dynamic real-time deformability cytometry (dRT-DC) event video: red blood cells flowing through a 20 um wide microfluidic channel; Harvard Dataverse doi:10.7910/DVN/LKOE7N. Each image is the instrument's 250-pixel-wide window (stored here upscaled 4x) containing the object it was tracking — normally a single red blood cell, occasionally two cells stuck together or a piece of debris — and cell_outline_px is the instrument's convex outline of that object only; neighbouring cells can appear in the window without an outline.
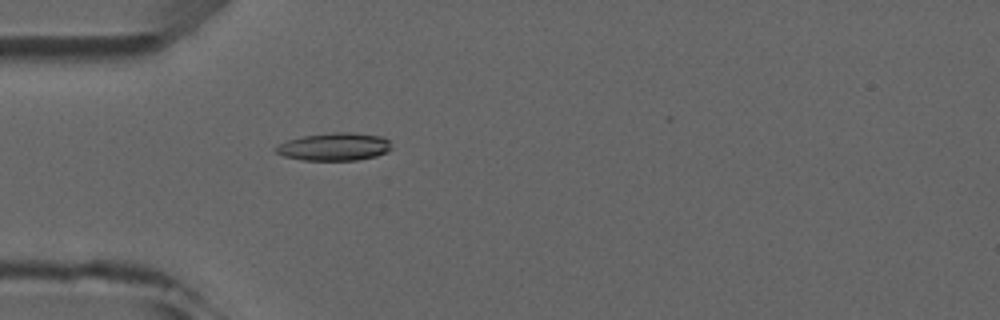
{"species": "common noctule bat (a hibernating species)", "species_latin": "Nyctalus noctula", "temperature_condition": "room temperature", "stored_images_in_passage": 4, "camera_frame_rate_fps": 3000, "um_per_image_px": 0.085, "animal": {"sex": "male", "forearm_length_mm": 52.5}, "frame": {"image": 1, "passage_image": 4, "time_ms": 3.333, "image_size_px": [1000, 320], "cell_outline_px": [[392, 148], [388, 152], [376, 156], [356, 160], [304, 160], [284, 156], [276, 152], [272, 148], [288, 140], [304, 136], [332, 132], [352, 132], [380, 136], [388, 140]], "centroid_in_image_um": [28.43, 12.47], "position_along_channel_um": 56.6, "area_um2": 18.67}}